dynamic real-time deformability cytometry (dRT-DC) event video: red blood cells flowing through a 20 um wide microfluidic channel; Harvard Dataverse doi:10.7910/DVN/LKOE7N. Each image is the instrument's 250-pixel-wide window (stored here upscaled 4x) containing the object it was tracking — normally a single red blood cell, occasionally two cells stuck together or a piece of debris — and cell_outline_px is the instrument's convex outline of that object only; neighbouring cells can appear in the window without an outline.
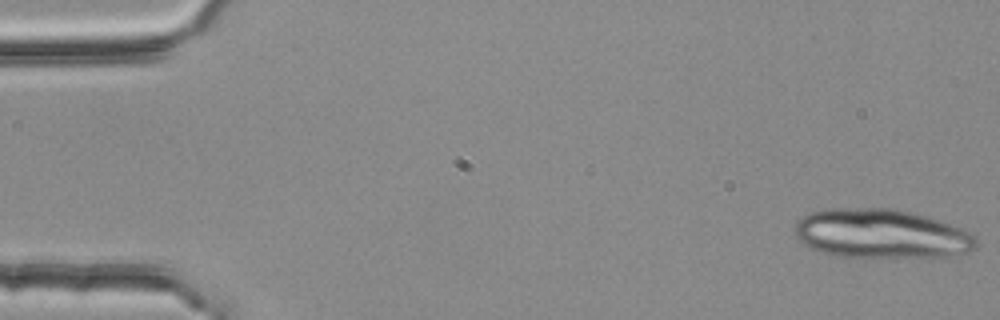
{"species": "common noctule bat (a hibernating species)", "species_latin": "Nyctalus noctula", "temperature_condition": "room temperature", "stored_images_in_passage": 52, "camera_frame_rate_fps": 3000, "um_per_image_px": 0.085, "animal": {"sex": "female", "body_mass_g": 25.1}, "frame": {"image": 1, "passage_image": 1, "time_ms": 0.0, "image_size_px": [1000, 320], "cell_outline_px": [[976, 248], [968, 252], [944, 256], [836, 256], [812, 248], [804, 244], [796, 236], [796, 220], [812, 212], [828, 208], [892, 208], [924, 216], [972, 232], [976, 236]], "centroid_in_image_um": [74.9, 19.85], "position_along_channel_um": 10.1, "area_um2": 51.15}}